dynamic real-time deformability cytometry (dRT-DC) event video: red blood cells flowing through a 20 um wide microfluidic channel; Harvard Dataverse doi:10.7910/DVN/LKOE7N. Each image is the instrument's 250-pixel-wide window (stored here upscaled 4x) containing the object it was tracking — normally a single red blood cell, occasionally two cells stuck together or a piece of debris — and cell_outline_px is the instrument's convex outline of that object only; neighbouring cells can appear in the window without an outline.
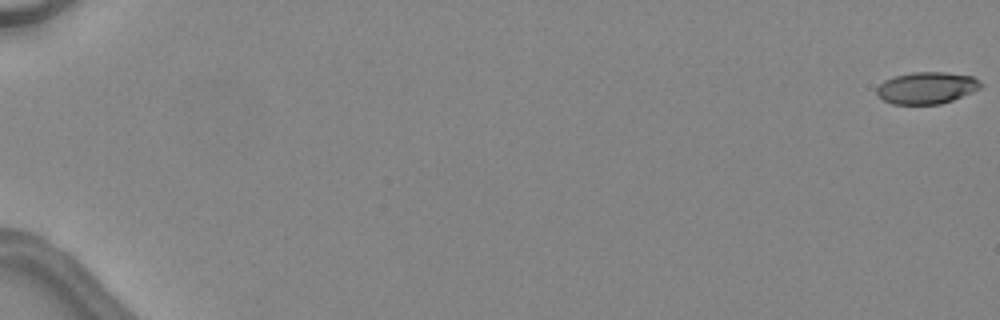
{"species": "common noctule bat (a hibernating species)", "species_latin": "Nyctalus noctula", "temperature_condition": "warm", "stored_images_in_passage": 10, "camera_frame_rate_fps": 3000, "um_per_image_px": 0.085, "animal": {"sex": "female", "body_mass_g": 24.6, "forearm_length_mm": 56.2}, "frame": {"image": 1, "passage_image": 1, "time_ms": 0.0, "image_size_px": [1000, 320], "cell_outline_px": [[984, 84], [980, 88], [972, 92], [952, 100], [940, 104], [892, 104], [884, 100], [876, 92], [876, 88], [884, 80], [896, 76], [912, 72], [944, 72], [972, 76]], "centroid_in_image_um": [78.77, 7.47], "position_along_channel_um": 6.2, "area_um2": 19.19}}